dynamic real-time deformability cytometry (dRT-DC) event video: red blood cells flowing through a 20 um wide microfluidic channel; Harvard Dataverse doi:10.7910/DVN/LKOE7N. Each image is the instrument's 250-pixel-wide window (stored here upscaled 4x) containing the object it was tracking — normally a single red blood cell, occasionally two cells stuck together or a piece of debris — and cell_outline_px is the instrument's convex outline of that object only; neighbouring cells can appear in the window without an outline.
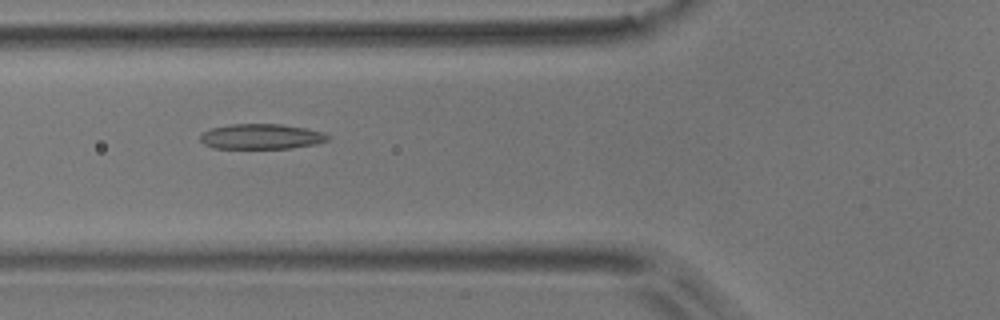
{"species": "common noctule bat (a hibernating species)", "species_latin": "Nyctalus noctula", "temperature_condition": "room temperature", "stored_images_in_passage": 5, "camera_frame_rate_fps": 3000, "um_per_image_px": 0.085, "animal": {"sex": "male", "body_mass_g": 17.9}, "frame": {"image": 1, "passage_image": 2, "time_ms": 0.333, "image_size_px": [1000, 320], "cell_outline_px": [[328, 140], [316, 144], [292, 148], [212, 148], [204, 144], [200, 140], [200, 132], [212, 128], [232, 124], [280, 124], [304, 128], [324, 132], [328, 136]], "centroid_in_image_um": [22.18, 11.61], "position_along_channel_um": 103.6, "area_um2": 18.73}}
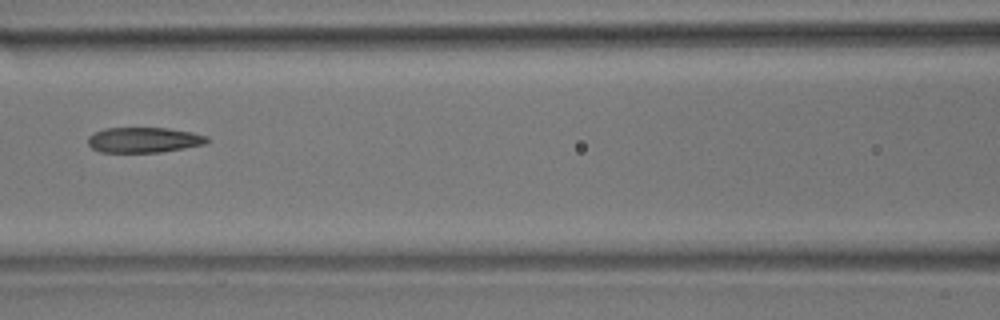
{"frame": {"image": 2, "passage_image": 3, "time_ms": 0.667, "image_size_px": [1000, 320], "cell_outline_px": [[208, 144], [160, 152], [100, 152], [92, 148], [88, 144], [88, 136], [104, 128], [168, 128], [192, 132], [208, 136]], "centroid_in_image_um": [12.25, 11.89], "position_along_channel_um": 154.4, "area_um2": 17.63}}
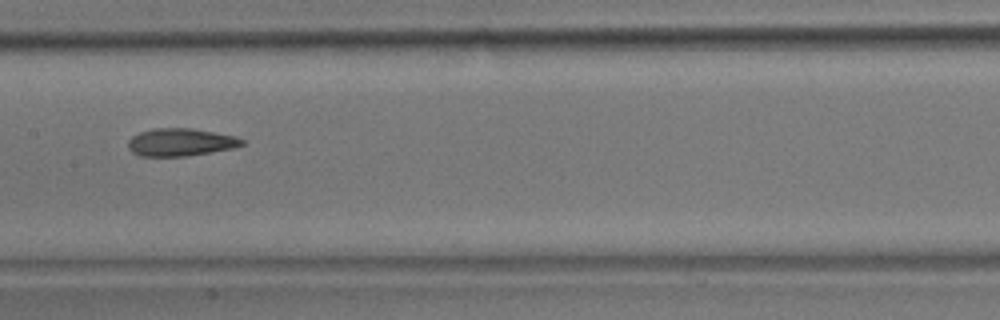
{"frame": {"image": 3, "passage_image": 4, "time_ms": 1.0, "image_size_px": [1000, 320], "cell_outline_px": [[244, 144], [236, 148], [188, 156], [140, 156], [132, 152], [128, 148], [128, 140], [132, 136], [140, 132], [152, 128], [192, 128], [236, 136], [244, 140]], "centroid_in_image_um": [15.36, 12.09], "position_along_channel_um": 192.0, "area_um2": 18.55}}